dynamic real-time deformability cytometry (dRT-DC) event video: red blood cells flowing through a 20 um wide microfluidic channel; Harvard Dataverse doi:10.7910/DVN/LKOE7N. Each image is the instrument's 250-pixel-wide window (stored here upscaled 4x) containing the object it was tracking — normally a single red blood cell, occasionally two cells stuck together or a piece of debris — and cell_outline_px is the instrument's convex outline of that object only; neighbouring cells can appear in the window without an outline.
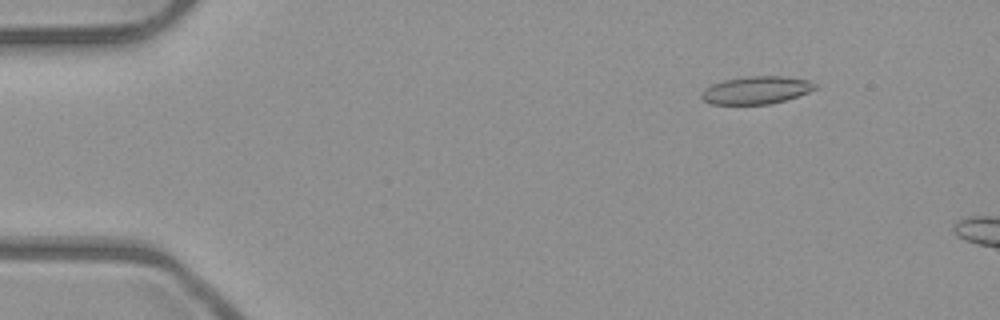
{"species": "common noctule bat (a hibernating species)", "species_latin": "Nyctalus noctula", "temperature_condition": "room temperature", "stored_images_in_passage": 2, "camera_frame_rate_fps": 3000, "um_per_image_px": 0.085, "animal": {"sex": "male", "body_mass_g": 23.1, "forearm_length_mm": 52.7}, "frame": {"image": 1, "passage_image": 1, "time_ms": 0.0, "image_size_px": [1000, 320], "cell_outline_px": [[816, 88], [808, 92], [784, 100], [768, 104], [708, 104], [700, 96], [704, 88], [712, 84], [724, 80], [748, 76], [780, 76], [808, 80], [816, 84]], "centroid_in_image_um": [64.24, 7.66], "position_along_channel_um": 20.8, "area_um2": 18.15}}